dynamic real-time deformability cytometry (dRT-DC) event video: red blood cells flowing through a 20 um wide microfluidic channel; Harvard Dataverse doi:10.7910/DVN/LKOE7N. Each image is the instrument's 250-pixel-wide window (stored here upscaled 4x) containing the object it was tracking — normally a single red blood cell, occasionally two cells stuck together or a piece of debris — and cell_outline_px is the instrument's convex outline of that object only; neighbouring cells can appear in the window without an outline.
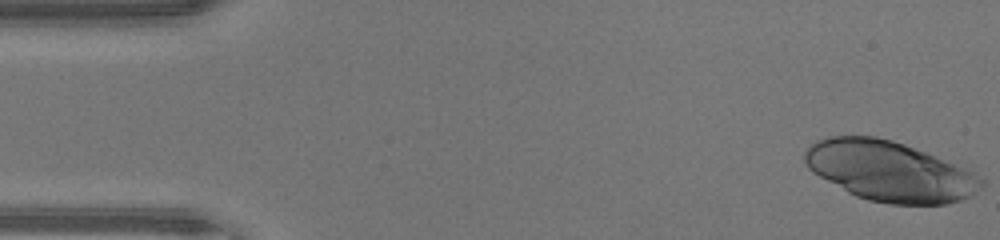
{"species": "human", "species_latin": "Homo sapiens", "temperature_condition": "warm", "stored_images_in_passage": 22, "camera_frame_rate_fps": 3000, "um_per_image_px": 0.085, "donor": {"sex": "male"}, "frame": {"image": 1, "passage_image": 1, "time_ms": 0.0, "image_size_px": [1000, 240], "cell_outline_px": [[984, 184], [968, 196], [960, 200], [944, 204], [888, 204], [868, 200], [856, 196], [848, 192], [812, 172], [808, 168], [804, 160], [804, 152], [816, 140], [828, 136], [876, 136], [892, 140], [904, 144], [964, 168], [972, 172], [984, 180]], "centroid_in_image_um": [75.56, 14.55], "position_along_channel_um": 9.4, "area_um2": 61.09}}